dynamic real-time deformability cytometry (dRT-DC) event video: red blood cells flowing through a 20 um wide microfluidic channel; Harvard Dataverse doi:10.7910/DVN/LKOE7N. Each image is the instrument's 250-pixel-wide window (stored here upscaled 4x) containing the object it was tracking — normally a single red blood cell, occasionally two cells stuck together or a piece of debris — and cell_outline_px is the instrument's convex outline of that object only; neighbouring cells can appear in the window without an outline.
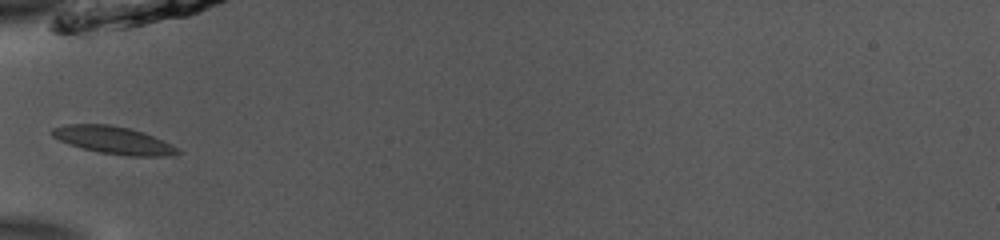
{"species": "common noctule bat (a hibernating species)", "species_latin": "Nyctalus noctula", "temperature_condition": "room temperature", "stored_images_in_passage": 34, "camera_frame_rate_fps": 3000, "um_per_image_px": 0.085, "animal": {"sex": "male", "body_mass_g": 13.0, "forearm_length_mm": 53.1}, "frame": {"image": 1, "passage_image": 1, "time_ms": 0.0, "image_size_px": [1000, 240], "cell_outline_px": [[180, 152], [172, 156], [128, 156], [100, 152], [68, 144], [52, 136], [52, 128], [68, 124], [108, 124], [128, 128], [144, 132], [164, 140], [180, 148]], "centroid_in_image_um": [9.71, 11.91], "position_along_channel_um": 75.3, "area_um2": 20.11}}
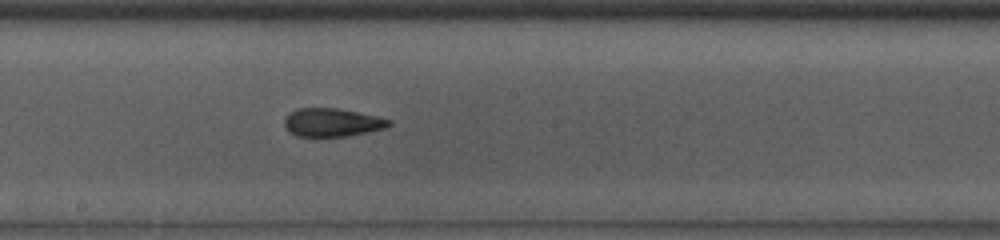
{"frame": {"image": 2, "passage_image": 12, "time_ms": 3.667, "image_size_px": [1000, 240], "cell_outline_px": [[392, 124], [388, 128], [348, 136], [296, 136], [288, 132], [284, 124], [284, 116], [288, 112], [296, 108], [336, 108], [376, 116], [392, 120]], "centroid_in_image_um": [28.21, 10.41], "position_along_channel_um": 220.0, "area_um2": 17.46}}
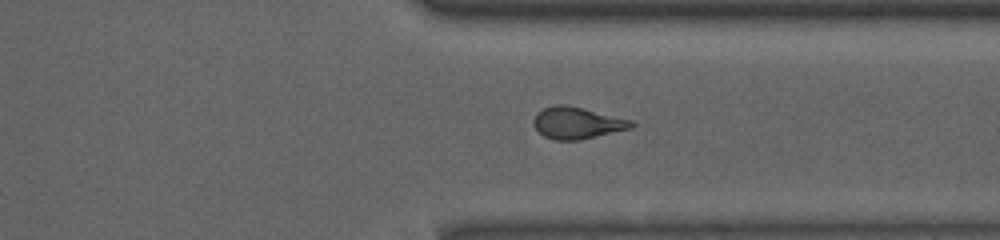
{"frame": {"image": 3, "passage_image": 23, "time_ms": 7.333, "image_size_px": [1000, 240], "cell_outline_px": [[636, 124], [632, 128], [580, 140], [552, 140], [544, 136], [532, 124], [532, 120], [536, 112], [544, 108], [556, 104], [568, 104], [632, 120]], "centroid_in_image_um": [49.04, 10.44], "position_along_channel_um": 362.4, "area_um2": 18.32}, "authors_computed_cell_mechanics": {"area_um2": 18.1203, "velocity_mm_per_s": 3.8919, "shape_relaxation_time_tau1_ms": null, "shape_relaxation_time_tau2_ms": 1.7273, "deformation_change_tau1": null, "deformation_change_tau2": 0.0674}}